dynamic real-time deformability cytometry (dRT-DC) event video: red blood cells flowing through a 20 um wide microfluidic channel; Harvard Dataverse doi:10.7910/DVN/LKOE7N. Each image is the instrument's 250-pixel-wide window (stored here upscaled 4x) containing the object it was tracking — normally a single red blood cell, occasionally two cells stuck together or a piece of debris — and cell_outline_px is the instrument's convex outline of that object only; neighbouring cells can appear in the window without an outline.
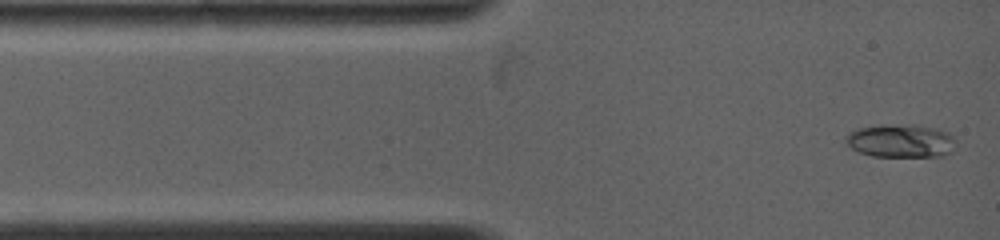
{"species": "common noctule bat (a hibernating species)", "species_latin": "Nyctalus noctula", "temperature_condition": "warm", "stored_images_in_passage": 51, "camera_frame_rate_fps": 5000, "um_per_image_px": 0.085, "animal": {"sex": "female", "body_mass_g": 19.0, "forearm_length_mm": 53.3}, "frame": {"image": 1, "passage_image": 1, "time_ms": 0.0, "image_size_px": [1000, 240], "cell_outline_px": [[952, 152], [944, 156], [872, 156], [860, 152], [852, 148], [844, 140], [844, 136], [848, 132], [856, 128], [912, 124], [916, 124], [936, 128], [948, 132], [952, 136]], "centroid_in_image_um": [76.54, 11.97], "position_along_channel_um": 8.5, "area_um2": 21.1}}
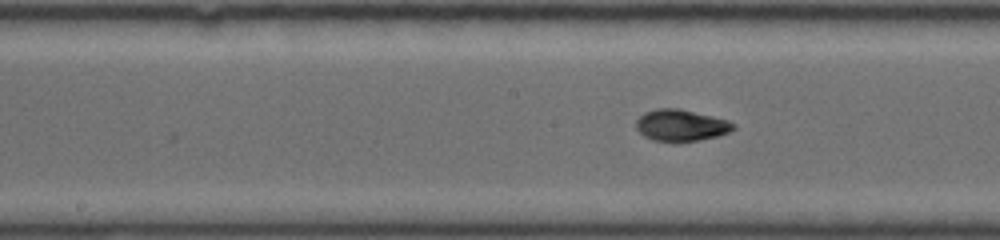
{"frame": {"image": 2, "passage_image": 29, "time_ms": 5.6, "image_size_px": [1000, 240], "cell_outline_px": [[736, 128], [728, 132], [716, 136], [696, 140], [652, 140], [644, 136], [636, 128], [636, 120], [644, 112], [656, 108], [680, 108], [728, 120], [736, 124]], "centroid_in_image_um": [57.88, 10.62], "position_along_channel_um": 190.3, "area_um2": 17.63}}
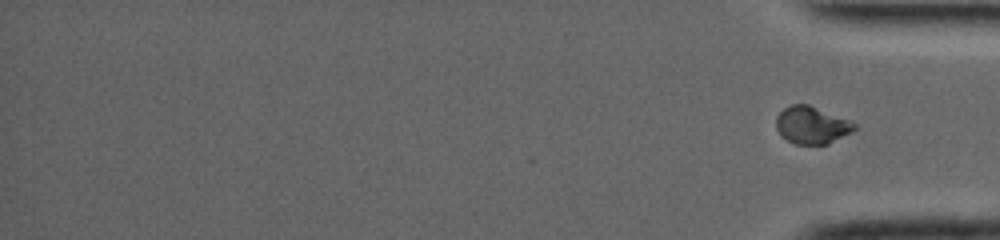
{"frame": {"image": 3, "passage_image": 51, "time_ms": 10.0, "image_size_px": [1000, 240], "cell_outline_px": [[856, 128], [828, 144], [796, 144], [780, 136], [776, 128], [776, 116], [784, 108], [792, 104], [808, 104], [848, 120], [856, 124]], "centroid_in_image_um": [68.94, 10.63], "position_along_channel_um": 366.3, "area_um2": 16.76}, "authors_computed_cell_mechanics": {"area_um2": 17.34, "velocity_mm_per_s": 3.9999, "shape_relaxation_time_tau1_ms": null, "shape_relaxation_time_tau2_ms": 1.2787, "deformation_change_tau1": null, "deformation_change_tau2": 0.0432}}